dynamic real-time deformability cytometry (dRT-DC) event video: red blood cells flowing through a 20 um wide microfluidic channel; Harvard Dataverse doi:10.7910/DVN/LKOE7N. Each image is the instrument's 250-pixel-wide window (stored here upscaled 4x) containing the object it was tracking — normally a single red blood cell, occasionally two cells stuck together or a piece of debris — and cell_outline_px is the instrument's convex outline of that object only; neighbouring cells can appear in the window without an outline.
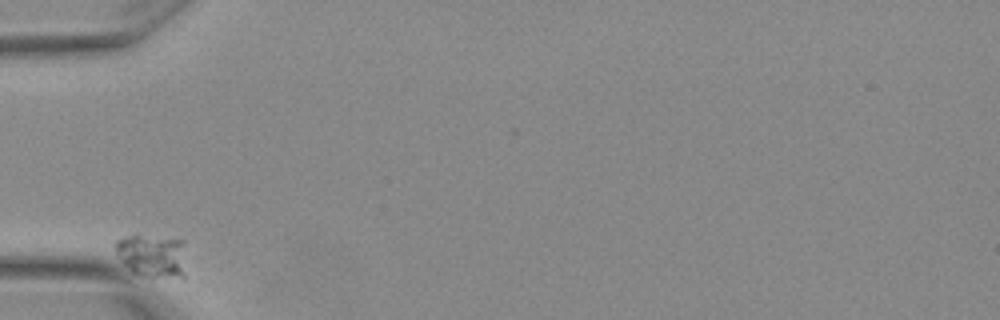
{"species": "Egyptian fruit bat (a non-hibernating species)", "species_latin": "Rousettus aegyptiacus", "temperature_condition": "warm", "stored_images_in_passage": 2, "camera_frame_rate_fps": 3000, "um_per_image_px": 0.085, "animal": {"sex": "female"}, "frame": {"image": 1, "passage_image": 1, "time_ms": 0.0, "image_size_px": [1000, 320], "cell_outline_px": [[184, 280], [152, 280], [136, 272], [124, 264], [120, 260], [112, 244], [116, 240], [128, 236], [140, 236], [184, 240]], "centroid_in_image_um": [12.98, 21.82], "position_along_channel_um": 72.0, "area_um2": 18.26}}